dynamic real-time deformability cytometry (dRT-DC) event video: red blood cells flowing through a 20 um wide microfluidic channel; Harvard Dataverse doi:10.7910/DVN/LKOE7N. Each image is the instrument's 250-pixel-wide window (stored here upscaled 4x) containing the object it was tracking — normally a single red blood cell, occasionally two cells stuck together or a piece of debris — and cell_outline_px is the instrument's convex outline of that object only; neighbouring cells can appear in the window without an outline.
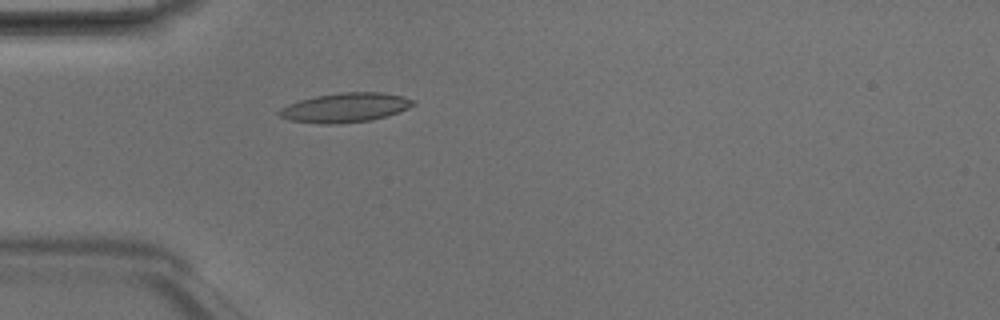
{"species": "Egyptian fruit bat (a non-hibernating species)", "species_latin": "Rousettus aegyptiacus", "temperature_condition": "room temperature", "stored_images_in_passage": 4, "camera_frame_rate_fps": 3000, "um_per_image_px": 0.085, "animal": {"sex": "male"}, "frame": {"image": 1, "passage_image": 4, "time_ms": 1.0, "image_size_px": [1000, 320], "cell_outline_px": [[416, 104], [408, 108], [388, 116], [372, 120], [340, 124], [320, 124], [288, 120], [280, 116], [276, 112], [280, 108], [288, 104], [300, 100], [316, 96], [340, 92], [380, 92], [404, 96], [416, 100]], "centroid_in_image_um": [29.36, 9.15], "position_along_channel_um": 55.6, "area_um2": 23.24}}